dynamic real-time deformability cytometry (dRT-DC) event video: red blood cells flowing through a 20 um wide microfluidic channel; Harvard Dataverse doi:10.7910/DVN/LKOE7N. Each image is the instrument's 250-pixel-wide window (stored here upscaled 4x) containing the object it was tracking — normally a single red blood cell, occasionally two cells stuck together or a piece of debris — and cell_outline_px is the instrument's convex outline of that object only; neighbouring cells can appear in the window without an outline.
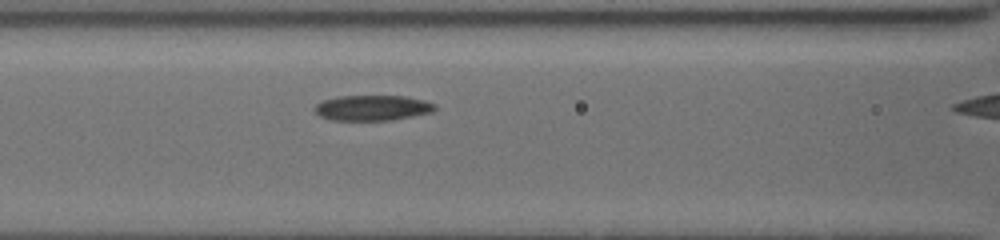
{"species": "common noctule bat (a hibernating species)", "species_latin": "Nyctalus noctula", "temperature_condition": "cold", "stored_images_in_passage": 15, "camera_frame_rate_fps": 3000, "um_per_image_px": 0.085, "animal": {"sex": "female", "body_mass_g": 19.5, "forearm_length_mm": 54.1}, "frame": {"image": 1, "passage_image": 13, "time_ms": 3.667, "image_size_px": [1000, 240], "cell_outline_px": [[436, 108], [432, 112], [392, 120], [332, 120], [320, 116], [312, 108], [316, 104], [324, 100], [336, 96], [404, 96], [424, 100], [436, 104]], "centroid_in_image_um": [31.64, 9.16], "position_along_channel_um": 135.0, "area_um2": 17.8}}